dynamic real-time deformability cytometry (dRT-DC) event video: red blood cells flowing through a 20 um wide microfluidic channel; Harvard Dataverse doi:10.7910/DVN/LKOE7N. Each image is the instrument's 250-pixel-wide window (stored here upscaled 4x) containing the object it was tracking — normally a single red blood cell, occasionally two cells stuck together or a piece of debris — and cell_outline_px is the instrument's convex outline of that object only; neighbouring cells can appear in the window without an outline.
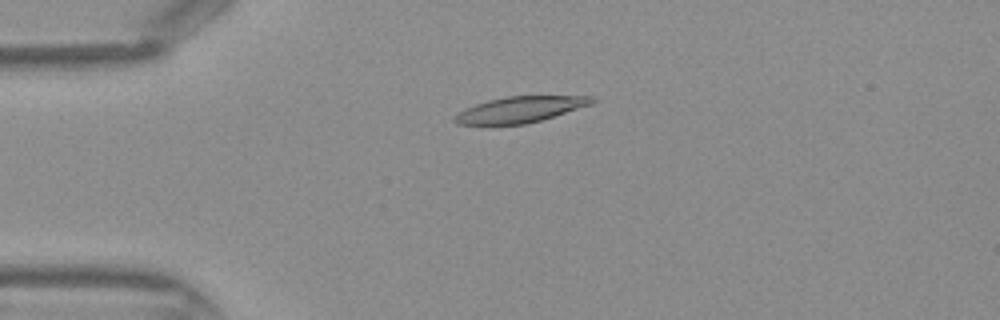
{"species": "Egyptian fruit bat (a non-hibernating species)", "species_latin": "Rousettus aegyptiacus", "temperature_condition": "warm", "stored_images_in_passage": 44, "camera_frame_rate_fps": 3000, "um_per_image_px": 0.085, "frame": {"image": 1, "passage_image": 11, "time_ms": 3.333, "image_size_px": [1000, 320], "cell_outline_px": [[596, 100], [592, 104], [540, 120], [524, 124], [456, 124], [452, 120], [464, 108], [488, 100], [504, 96], [596, 96]], "centroid_in_image_um": [44.22, 9.29], "position_along_channel_um": 40.8, "area_um2": 20.52}}
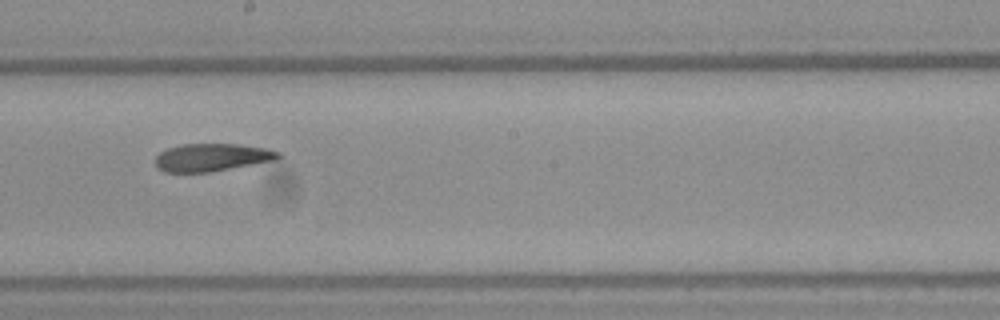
{"frame": {"image": 2, "passage_image": 25, "time_ms": 8.0, "image_size_px": [1000, 320], "cell_outline_px": [[284, 156], [276, 160], [208, 172], [164, 172], [156, 168], [156, 156], [160, 152], [168, 148], [180, 144], [236, 144], [268, 148], [280, 152]], "centroid_in_image_um": [18.03, 13.37], "position_along_channel_um": 230.2, "area_um2": 19.94}}
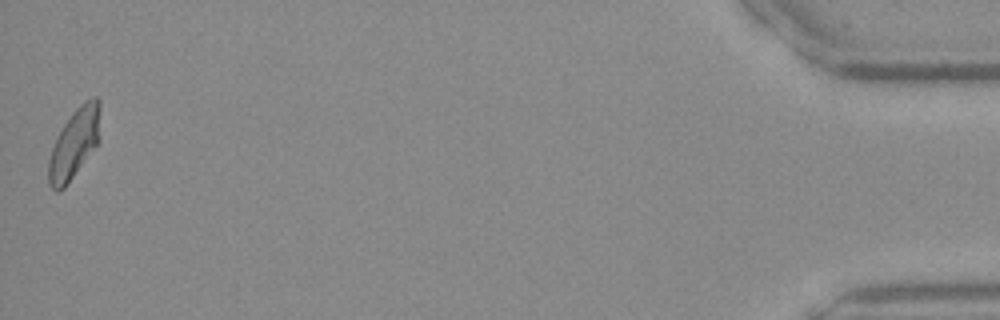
{"frame": {"image": 3, "passage_image": 44, "time_ms": 14.333, "image_size_px": [1000, 320], "cell_outline_px": [[100, 140], [64, 188], [56, 192], [48, 184], [48, 160], [52, 148], [64, 124], [72, 112], [80, 104], [92, 96], [96, 96], [100, 100]], "centroid_in_image_um": [6.34, 12.17], "position_along_channel_um": 428.9, "area_um2": 20.92}}